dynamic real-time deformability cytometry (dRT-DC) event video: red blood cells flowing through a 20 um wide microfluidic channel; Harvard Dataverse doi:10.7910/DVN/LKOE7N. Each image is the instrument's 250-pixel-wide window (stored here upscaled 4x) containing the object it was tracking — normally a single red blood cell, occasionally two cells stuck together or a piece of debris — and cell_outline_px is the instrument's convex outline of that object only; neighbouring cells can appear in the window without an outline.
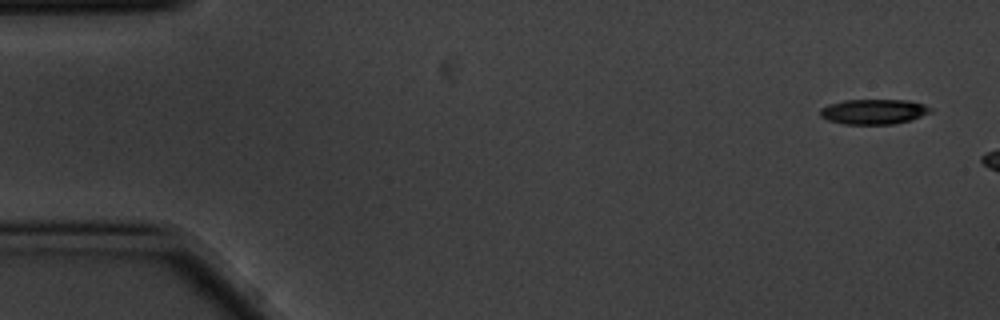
{"species": "common noctule bat (a hibernating species)", "species_latin": "Nyctalus noctula", "temperature_condition": "cold", "stored_images_in_passage": 3, "camera_frame_rate_fps": 3000, "um_per_image_px": 0.085, "animal": {"sex": "male", "body_mass_g": 20.1, "forearm_length_mm": 53.5}, "frame": {"image": 1, "passage_image": 1, "time_ms": 0.0, "image_size_px": [1000, 320], "cell_outline_px": [[932, 112], [908, 120], [892, 124], [844, 124], [828, 120], [820, 116], [820, 108], [828, 104], [844, 100], [908, 100], [924, 104], [932, 108]], "centroid_in_image_um": [74.24, 9.48], "position_along_channel_um": 10.8, "area_um2": 16.07}}